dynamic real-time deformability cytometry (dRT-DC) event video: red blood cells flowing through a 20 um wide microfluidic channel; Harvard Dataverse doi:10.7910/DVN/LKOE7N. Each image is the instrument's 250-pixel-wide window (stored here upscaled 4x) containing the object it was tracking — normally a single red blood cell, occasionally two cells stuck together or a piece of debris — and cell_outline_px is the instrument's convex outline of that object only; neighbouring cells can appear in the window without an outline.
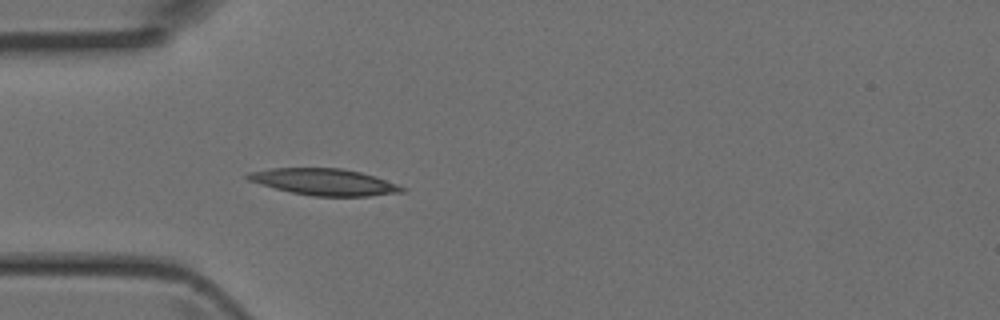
{"species": "Egyptian fruit bat (a non-hibernating species)", "species_latin": "Rousettus aegyptiacus", "temperature_condition": "room temperature", "stored_images_in_passage": 4, "camera_frame_rate_fps": 3000, "um_per_image_px": 0.085, "animal": {"sex": "female"}, "frame": {"image": 1, "passage_image": 4, "time_ms": 1.0, "image_size_px": [1000, 320], "cell_outline_px": [[408, 188], [404, 192], [368, 196], [312, 196], [292, 192], [260, 184], [248, 180], [244, 176], [248, 172], [272, 168], [340, 168], [360, 172]], "centroid_in_image_um": [27.54, 15.46], "position_along_channel_um": 57.5, "area_um2": 23.64}}